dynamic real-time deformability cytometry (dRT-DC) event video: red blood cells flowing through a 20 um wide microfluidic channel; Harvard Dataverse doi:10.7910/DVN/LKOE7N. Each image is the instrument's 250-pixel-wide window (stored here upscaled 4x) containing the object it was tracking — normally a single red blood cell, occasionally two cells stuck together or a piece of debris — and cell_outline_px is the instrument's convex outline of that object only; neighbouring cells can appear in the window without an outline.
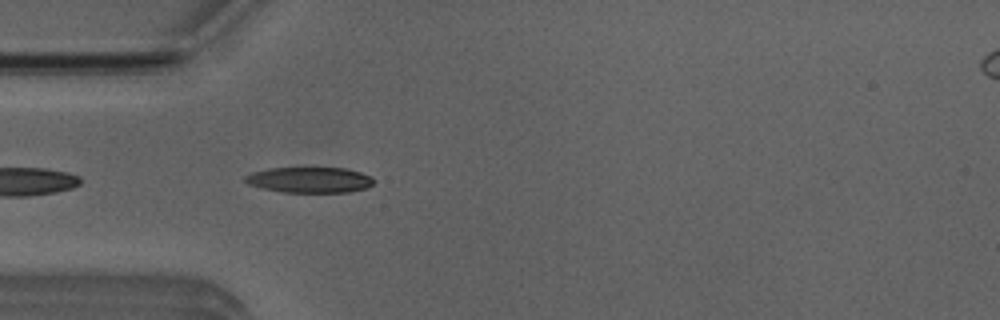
{"species": "Egyptian fruit bat (a non-hibernating species)", "species_latin": "Rousettus aegyptiacus", "temperature_condition": "room temperature", "stored_images_in_passage": 39, "camera_frame_rate_fps": 3000, "um_per_image_px": 0.085, "animal": {"sex": "male"}, "frame": {"image": 1, "passage_image": 2, "time_ms": 0.333, "image_size_px": [1000, 320], "cell_outline_px": [[376, 180], [368, 188], [348, 192], [284, 192], [264, 188], [248, 184], [244, 180], [244, 176], [252, 172], [268, 168], [348, 168], [372, 176]], "centroid_in_image_um": [26.36, 15.28], "position_along_channel_um": 58.6, "area_um2": 19.31}}
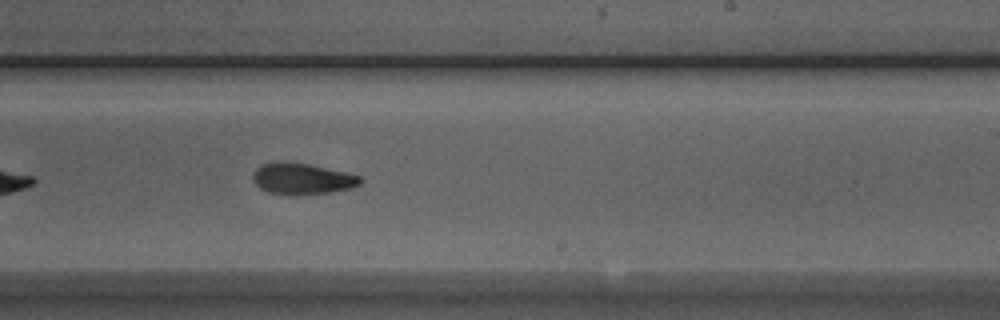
{"frame": {"image": 2, "passage_image": 18, "time_ms": 5.667, "image_size_px": [1000, 320], "cell_outline_px": [[360, 184], [352, 188], [332, 192], [292, 196], [268, 192], [260, 188], [252, 180], [252, 172], [260, 164], [272, 160], [284, 160], [308, 164], [348, 172], [360, 176]], "centroid_in_image_um": [25.62, 15.18], "position_along_channel_um": 263.4, "area_um2": 20.17}}
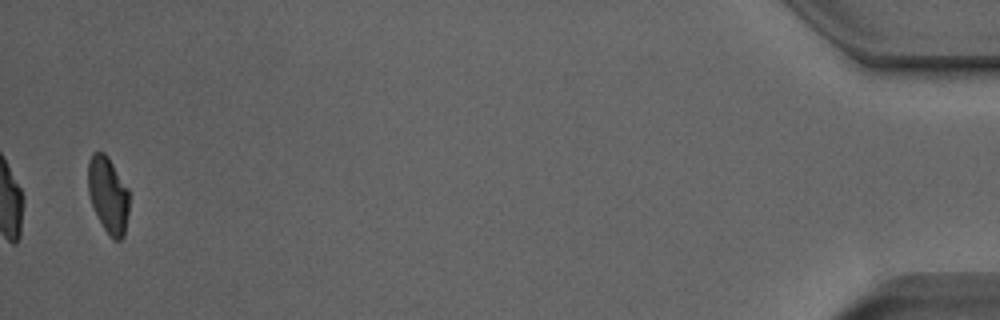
{"frame": {"image": 3, "passage_image": 38, "time_ms": 12.333, "image_size_px": [1000, 320], "cell_outline_px": [[128, 212], [124, 236], [120, 240], [112, 240], [104, 228], [88, 196], [88, 160], [92, 152], [104, 152], [108, 156], [128, 188]], "centroid_in_image_um": [9.18, 16.54], "position_along_channel_um": 426.0, "area_um2": 18.26}, "authors_computed_cell_mechanics": {"area_um2": 19.5364, "velocity_mm_per_s": 3.8785, "shape_relaxation_time_tau1_ms": 5.5686, "shape_relaxation_time_tau2_ms": 3.7708, "deformation_change_tau1": 0.1777, "deformation_change_tau2": 0.1005}}